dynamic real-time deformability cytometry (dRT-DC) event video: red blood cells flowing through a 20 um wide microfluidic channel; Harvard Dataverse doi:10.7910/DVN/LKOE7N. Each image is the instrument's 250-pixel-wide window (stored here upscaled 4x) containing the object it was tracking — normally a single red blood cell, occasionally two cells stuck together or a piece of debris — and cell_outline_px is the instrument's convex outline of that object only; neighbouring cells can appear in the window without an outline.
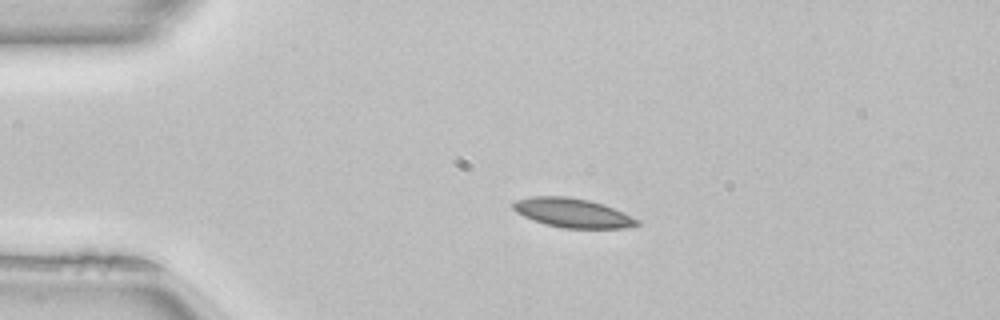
{"species": "common noctule bat (a hibernating species)", "species_latin": "Nyctalus noctula", "temperature_condition": "room temperature", "stored_images_in_passage": 40, "camera_frame_rate_fps": 3000, "um_per_image_px": 0.085, "animal": {"sex": "female", "body_mass_g": 22.7, "forearm_length_mm": 54.2}, "frame": {"image": 1, "passage_image": 1, "time_ms": 0.0, "image_size_px": [1000, 320], "cell_outline_px": [[640, 224], [624, 228], [564, 228], [544, 224], [524, 216], [516, 212], [512, 208], [512, 204], [516, 200], [532, 196], [568, 196], [588, 200], [604, 204], [624, 212], [640, 220]], "centroid_in_image_um": [48.68, 18.09], "position_along_channel_um": 36.3, "area_um2": 21.15}}
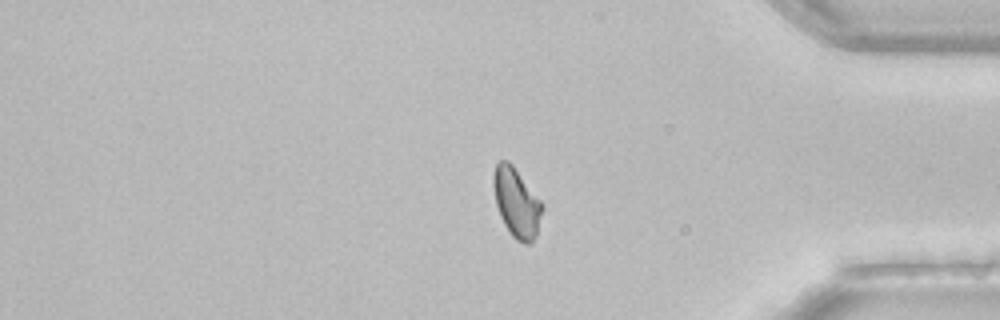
{"frame": {"image": 2, "passage_image": 32, "time_ms": 10.333, "image_size_px": [1000, 320], "cell_outline_px": [[544, 208], [536, 236], [532, 244], [524, 244], [516, 240], [512, 236], [504, 224], [500, 216], [496, 204], [492, 184], [492, 176], [496, 164], [500, 160], [508, 160], [512, 164], [544, 204]], "centroid_in_image_um": [43.91, 17.24], "position_along_channel_um": 391.3, "area_um2": 20.0}, "authors_computed_cell_mechanics": {"area_um2": 20.4323, "velocity_mm_per_s": 4.049, "shape_relaxation_time_tau1_ms": 7.44, "shape_relaxation_time_tau2_ms": 5.0941, "deformation_change_tau1": 0.1451, "deformation_change_tau2": 0.0758}}